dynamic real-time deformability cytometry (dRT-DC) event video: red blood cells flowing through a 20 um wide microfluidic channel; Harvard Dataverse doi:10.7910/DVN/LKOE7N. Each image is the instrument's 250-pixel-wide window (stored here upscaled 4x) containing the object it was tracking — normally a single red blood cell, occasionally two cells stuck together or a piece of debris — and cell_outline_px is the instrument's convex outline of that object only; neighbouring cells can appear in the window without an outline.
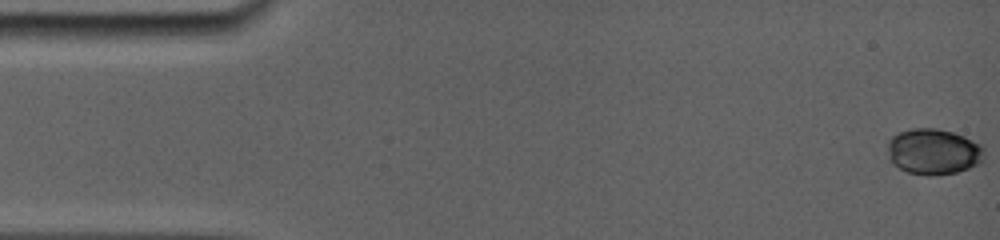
{"species": "common noctule bat (a hibernating species)", "species_latin": "Nyctalus noctula", "temperature_condition": "room temperature", "stored_images_in_passage": 11, "camera_frame_rate_fps": 5000, "um_per_image_px": 0.085, "animal": {"sex": "female", "body_mass_g": 19.0, "forearm_length_mm": 56.7}, "frame": {"image": 1, "passage_image": 1, "time_ms": 0.0, "image_size_px": [1000, 240], "cell_outline_px": [[980, 148], [976, 160], [968, 168], [956, 172], [908, 172], [900, 168], [892, 160], [892, 140], [900, 132], [916, 128], [932, 128], [952, 132], [976, 144]], "centroid_in_image_um": [79.29, 12.84], "position_along_channel_um": 5.7, "area_um2": 23.0}}
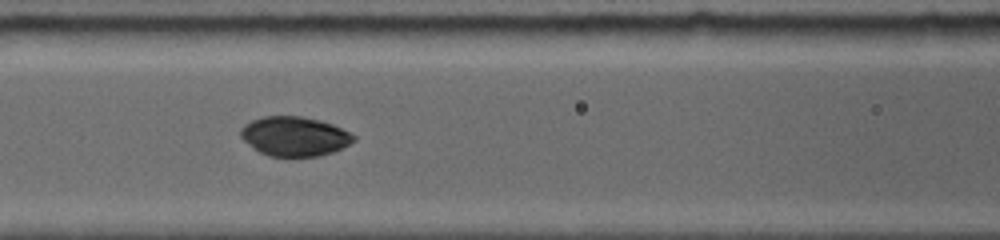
{"frame": {"image": 2, "passage_image": 10, "time_ms": 7.0, "image_size_px": [1000, 240], "cell_outline_px": [[356, 140], [332, 152], [316, 156], [268, 156], [260, 152], [244, 140], [240, 136], [240, 132], [244, 124], [252, 120], [264, 116], [300, 116], [320, 120], [332, 124], [356, 136]], "centroid_in_image_um": [25.02, 11.58], "position_along_channel_um": 141.6, "area_um2": 25.66}}
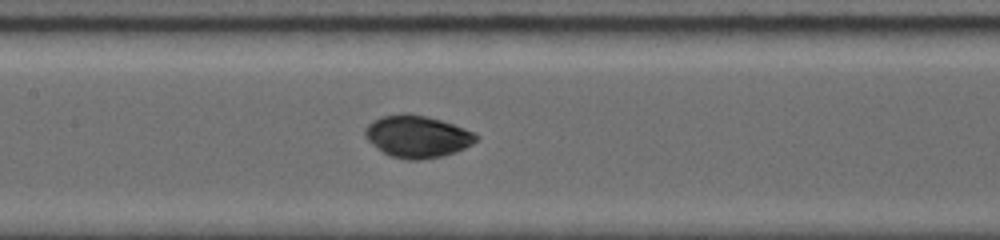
{"frame": {"image": 3, "passage_image": 11, "time_ms": 7.8, "image_size_px": [1000, 240], "cell_outline_px": [[476, 140], [472, 144], [456, 152], [440, 156], [420, 160], [408, 160], [392, 156], [384, 152], [368, 140], [368, 124], [380, 116], [404, 112], [408, 112], [440, 120], [452, 124], [472, 132], [476, 136]], "centroid_in_image_um": [35.47, 11.59], "position_along_channel_um": 171.9, "area_um2": 26.59}}